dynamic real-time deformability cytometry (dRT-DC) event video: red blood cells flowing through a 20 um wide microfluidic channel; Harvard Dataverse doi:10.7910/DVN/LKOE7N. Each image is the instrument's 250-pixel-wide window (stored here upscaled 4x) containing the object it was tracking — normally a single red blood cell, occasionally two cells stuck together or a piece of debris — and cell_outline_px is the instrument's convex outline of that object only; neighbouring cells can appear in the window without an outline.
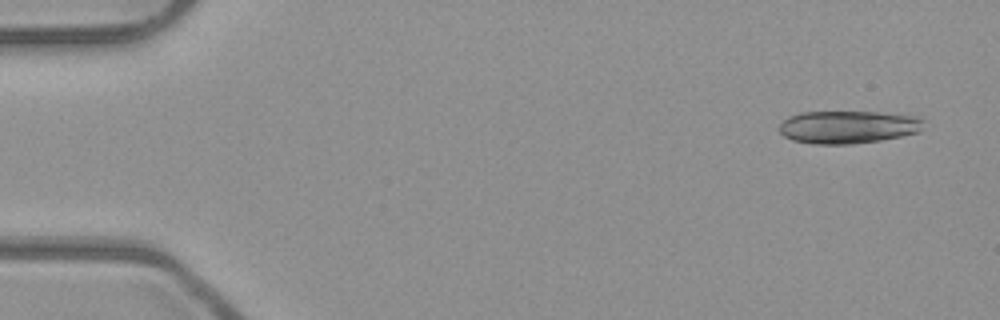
{"species": "common noctule bat (a hibernating species)", "species_latin": "Nyctalus noctula", "temperature_condition": "room temperature", "stored_images_in_passage": 15, "camera_frame_rate_fps": 3000, "um_per_image_px": 0.085, "animal": {"sex": "male", "body_mass_g": 23.1, "forearm_length_mm": 52.7}, "frame": {"image": 1, "passage_image": 1, "time_ms": 0.0, "image_size_px": [1000, 320], "cell_outline_px": [[924, 120], [920, 132], [880, 140], [848, 144], [816, 144], [792, 140], [784, 136], [780, 132], [780, 124], [788, 116], [804, 112], [880, 112], [912, 116]], "centroid_in_image_um": [72.06, 10.79], "position_along_channel_um": 12.9, "area_um2": 27.34}}